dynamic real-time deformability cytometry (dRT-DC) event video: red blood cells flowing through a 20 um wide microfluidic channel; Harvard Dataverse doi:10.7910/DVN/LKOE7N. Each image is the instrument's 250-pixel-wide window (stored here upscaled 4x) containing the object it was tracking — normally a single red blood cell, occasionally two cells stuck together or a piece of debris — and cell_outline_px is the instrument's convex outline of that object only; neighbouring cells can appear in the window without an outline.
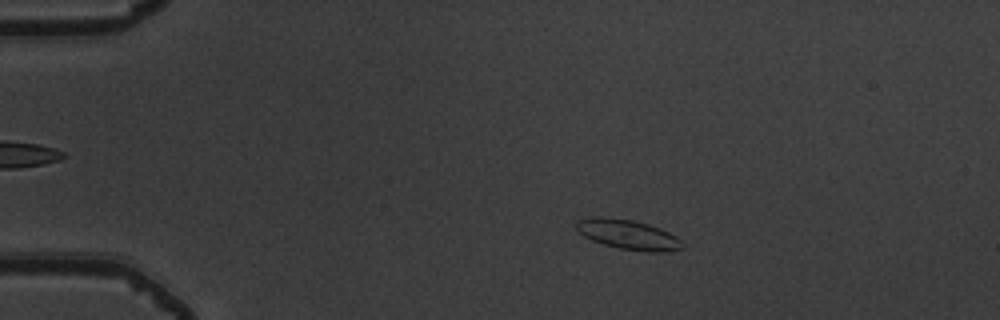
{"species": "common noctule bat (a hibernating species)", "species_latin": "Nyctalus noctula", "temperature_condition": "warm", "stored_images_in_passage": 53, "camera_frame_rate_fps": 3000, "um_per_image_px": 0.085, "animal": {"sex": "male", "body_mass_g": 19.5, "forearm_length_mm": 54.6}, "frame": {"image": 1, "passage_image": 11, "time_ms": 3.333, "image_size_px": [1000, 320], "cell_outline_px": [[684, 248], [660, 252], [648, 252], [620, 248], [604, 244], [592, 240], [584, 236], [576, 228], [576, 220], [588, 216], [600, 216], [632, 220], [648, 224], [660, 228], [676, 236], [680, 240]], "centroid_in_image_um": [53.35, 19.92], "position_along_channel_um": 31.6, "area_um2": 18.32}}
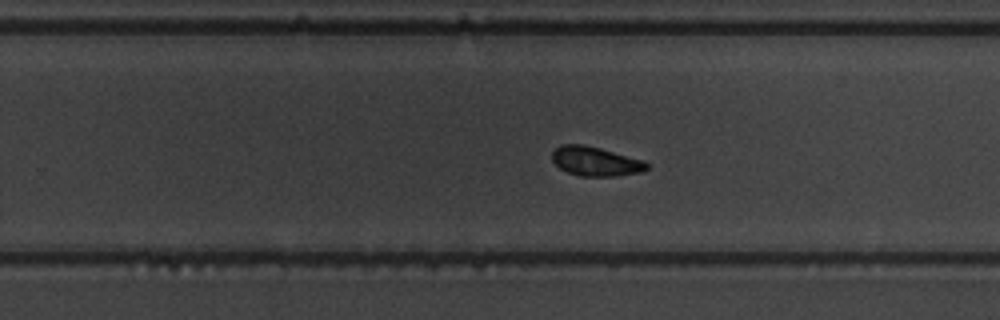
{"frame": {"image": 2, "passage_image": 35, "time_ms": 11.333, "image_size_px": [1000, 320], "cell_outline_px": [[648, 168], [640, 172], [616, 176], [580, 176], [568, 172], [560, 168], [552, 160], [552, 152], [560, 144], [584, 144], [600, 148], [644, 160], [648, 164]], "centroid_in_image_um": [50.61, 13.7], "position_along_channel_um": 279.2, "area_um2": 16.13}}
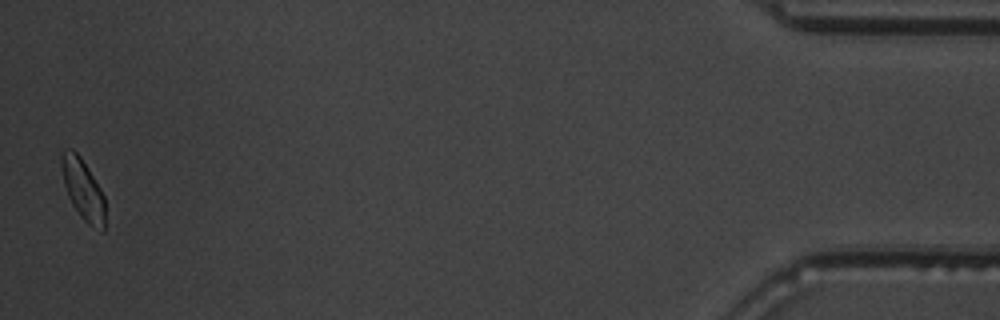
{"frame": {"image": 3, "passage_image": 53, "time_ms": 17.333, "image_size_px": [1000, 320], "cell_outline_px": [[104, 232], [100, 232], [92, 228], [80, 216], [72, 204], [68, 196], [64, 184], [60, 164], [60, 152], [64, 148], [72, 148], [80, 156], [100, 188], [104, 196]], "centroid_in_image_um": [7.02, 16.09], "position_along_channel_um": 428.2, "area_um2": 15.61}, "authors_computed_cell_mechanics": {"area_um2": 16.4152, "velocity_mm_per_s": 3.8791, "shape_relaxation_time_tau1_ms": null, "shape_relaxation_time_tau2_ms": 1.5956, "deformation_change_tau1": null, "deformation_change_tau2": 0.0632}}